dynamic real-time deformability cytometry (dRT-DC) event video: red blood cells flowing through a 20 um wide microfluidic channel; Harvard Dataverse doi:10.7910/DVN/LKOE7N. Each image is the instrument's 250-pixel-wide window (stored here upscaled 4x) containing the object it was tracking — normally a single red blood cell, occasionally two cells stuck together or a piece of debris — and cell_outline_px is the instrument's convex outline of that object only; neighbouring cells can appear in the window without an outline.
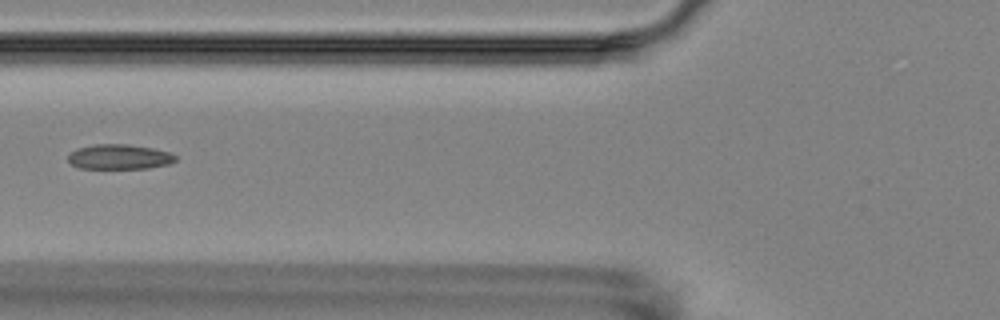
{"species": "Egyptian fruit bat (a non-hibernating species)", "species_latin": "Rousettus aegyptiacus", "temperature_condition": "room temperature", "stored_images_in_passage": 11, "camera_frame_rate_fps": 3000, "um_per_image_px": 0.085, "animal": {"sex": "female"}, "frame": {"image": 1, "passage_image": 2, "time_ms": 1.0, "image_size_px": [1000, 320], "cell_outline_px": [[176, 160], [168, 164], [148, 168], [80, 168], [72, 164], [68, 160], [68, 156], [76, 148], [96, 144], [128, 144], [152, 148], [168, 152], [176, 156]], "centroid_in_image_um": [10.13, 13.32], "position_along_channel_um": 115.7, "area_um2": 15.43}}
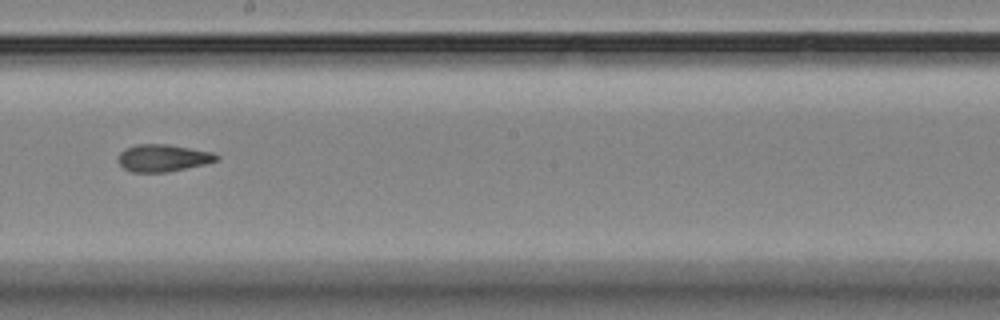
{"frame": {"image": 2, "passage_image": 5, "time_ms": 4.333, "image_size_px": [1000, 320], "cell_outline_px": [[220, 160], [204, 164], [168, 172], [132, 172], [124, 168], [116, 160], [120, 152], [124, 148], [136, 144], [168, 144], [212, 152], [220, 156]], "centroid_in_image_um": [13.84, 13.42], "position_along_channel_um": 234.4, "area_um2": 15.72}}
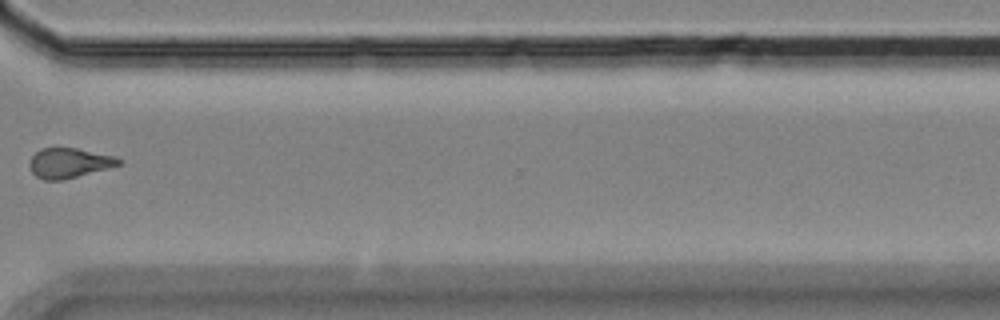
{"frame": {"image": 3, "passage_image": 8, "time_ms": 8.0, "image_size_px": [1000, 320], "cell_outline_px": [[120, 164], [108, 168], [64, 180], [44, 180], [36, 176], [32, 172], [28, 164], [32, 156], [40, 148], [76, 148], [112, 156], [120, 160]], "centroid_in_image_um": [5.81, 13.86], "position_along_channel_um": 364.8, "area_um2": 15.32}}